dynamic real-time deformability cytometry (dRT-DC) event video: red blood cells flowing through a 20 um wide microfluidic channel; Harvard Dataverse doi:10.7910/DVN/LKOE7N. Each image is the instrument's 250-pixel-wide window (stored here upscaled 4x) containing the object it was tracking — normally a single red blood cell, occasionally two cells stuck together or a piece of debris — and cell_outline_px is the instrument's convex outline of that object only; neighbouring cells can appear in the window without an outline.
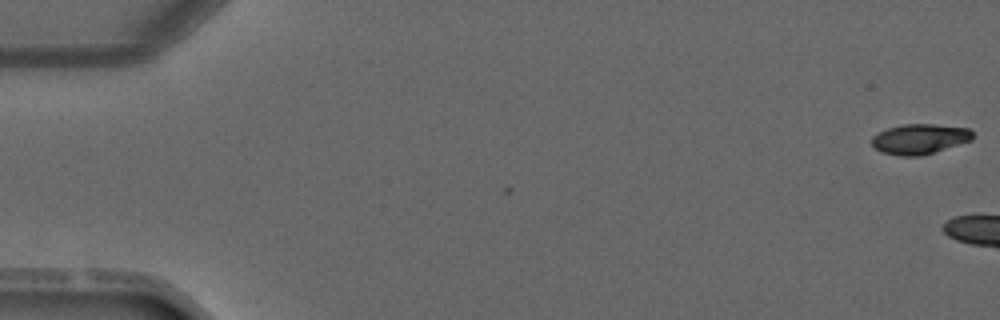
{"species": "common noctule bat (a hibernating species)", "species_latin": "Nyctalus noctula", "temperature_condition": "warm", "stored_images_in_passage": 4, "camera_frame_rate_fps": 3000, "um_per_image_px": 0.085, "animal": {"sex": "male", "forearm_length_mm": 52.5}, "frame": {"image": 1, "passage_image": 1, "time_ms": 0.0, "image_size_px": [1000, 320], "cell_outline_px": [[972, 140], [920, 156], [900, 156], [880, 152], [872, 144], [872, 136], [888, 128], [904, 124], [932, 124], [968, 128], [972, 132]], "centroid_in_image_um": [78.15, 11.81], "position_along_channel_um": 6.9, "area_um2": 17.51}}
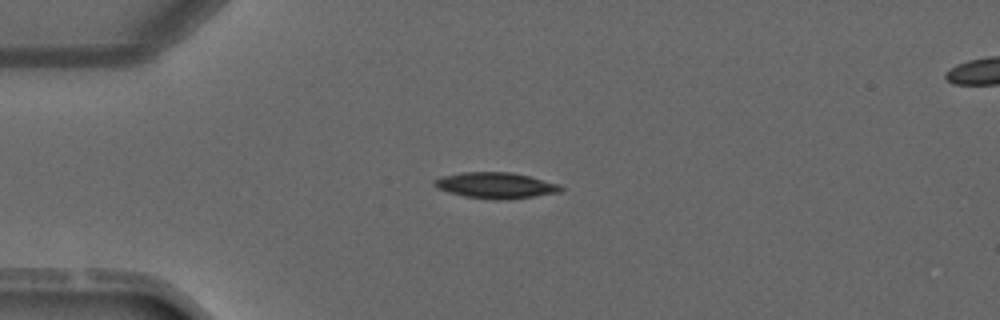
{"frame": {"image": 2, "passage_image": 4, "time_ms": 7.667, "image_size_px": [1000, 320], "cell_outline_px": [[564, 188], [560, 192], [504, 200], [496, 200], [464, 196], [448, 192], [436, 188], [432, 184], [432, 180], [440, 176], [460, 172], [508, 172], [528, 176], [560, 184]], "centroid_in_image_um": [42.07, 15.75], "position_along_channel_um": 42.9, "area_um2": 19.19}}